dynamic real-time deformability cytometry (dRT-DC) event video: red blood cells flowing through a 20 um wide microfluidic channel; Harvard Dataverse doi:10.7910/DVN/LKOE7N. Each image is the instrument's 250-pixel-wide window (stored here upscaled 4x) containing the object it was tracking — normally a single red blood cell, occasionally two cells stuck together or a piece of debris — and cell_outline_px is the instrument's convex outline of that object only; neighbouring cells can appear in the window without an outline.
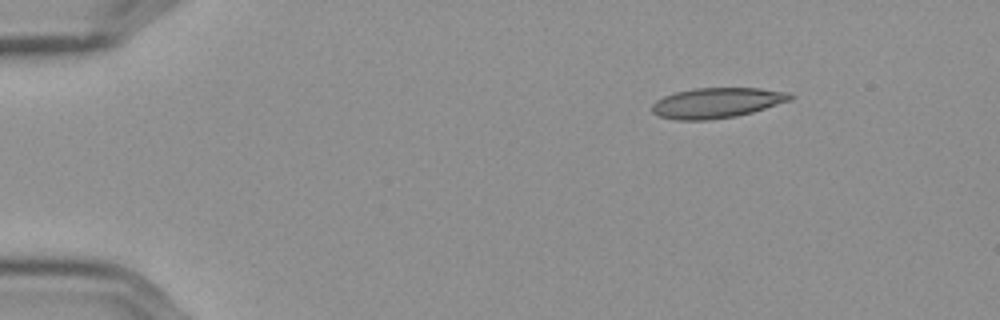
{"species": "Egyptian fruit bat (a non-hibernating species)", "species_latin": "Rousettus aegyptiacus", "temperature_condition": "cold", "stored_images_in_passage": 10, "camera_frame_rate_fps": 3000, "um_per_image_px": 0.085, "frame": {"image": 1, "passage_image": 1, "time_ms": 0.0, "image_size_px": [1000, 320], "cell_outline_px": [[796, 96], [792, 100], [752, 112], [736, 116], [708, 120], [676, 120], [660, 116], [652, 112], [652, 104], [656, 100], [664, 96], [676, 92], [692, 88], [760, 88], [788, 92]], "centroid_in_image_um": [60.95, 8.74], "position_along_channel_um": 24.1, "area_um2": 24.45}}